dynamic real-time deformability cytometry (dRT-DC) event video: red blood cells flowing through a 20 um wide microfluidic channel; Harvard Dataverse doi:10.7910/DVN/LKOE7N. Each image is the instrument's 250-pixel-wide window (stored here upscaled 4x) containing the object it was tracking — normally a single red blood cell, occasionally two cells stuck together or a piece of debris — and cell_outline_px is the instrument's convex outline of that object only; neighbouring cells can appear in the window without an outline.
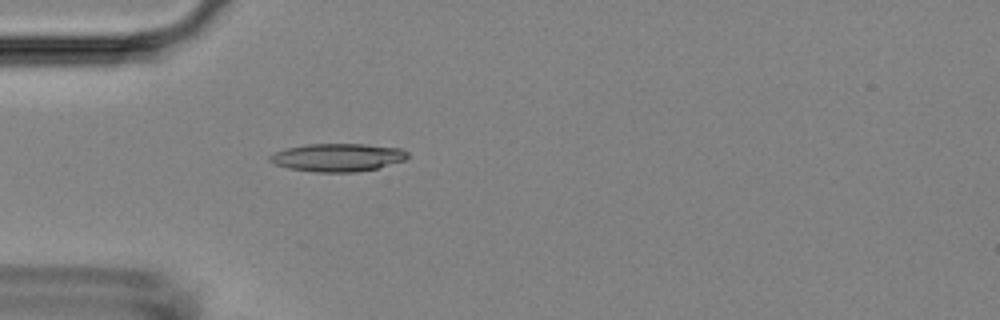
{"species": "Egyptian fruit bat (a non-hibernating species)", "species_latin": "Rousettus aegyptiacus", "temperature_condition": "room temperature", "stored_images_in_passage": 53, "camera_frame_rate_fps": 3000, "um_per_image_px": 0.085, "animal": {"sex": "female"}, "frame": {"image": 1, "passage_image": 16, "time_ms": 5.0, "image_size_px": [1000, 320], "cell_outline_px": [[408, 156], [404, 160], [376, 168], [356, 172], [316, 172], [288, 168], [276, 164], [268, 160], [268, 156], [284, 148], [308, 144], [364, 144], [400, 148], [408, 152]], "centroid_in_image_um": [28.67, 13.38], "position_along_channel_um": 56.3, "area_um2": 22.37}}
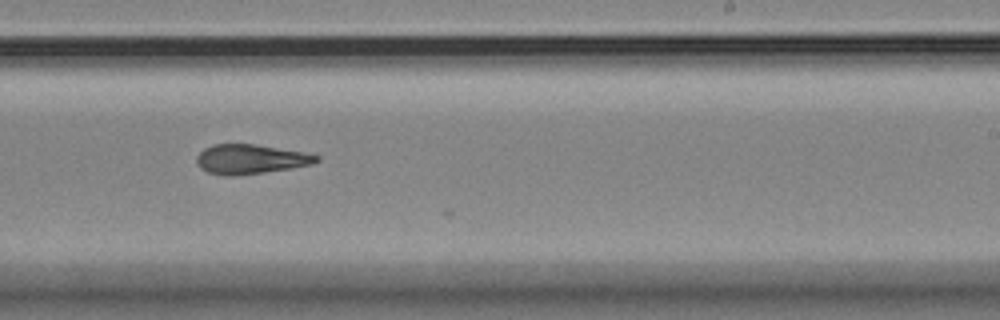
{"frame": {"image": 2, "passage_image": 33, "time_ms": 10.667, "image_size_px": [1000, 320], "cell_outline_px": [[320, 160], [312, 164], [292, 168], [264, 172], [232, 176], [224, 176], [208, 172], [200, 168], [196, 164], [196, 156], [204, 148], [212, 144], [252, 144], [304, 152], [320, 156]], "centroid_in_image_um": [21.26, 13.53], "position_along_channel_um": 267.7, "area_um2": 20.63}}
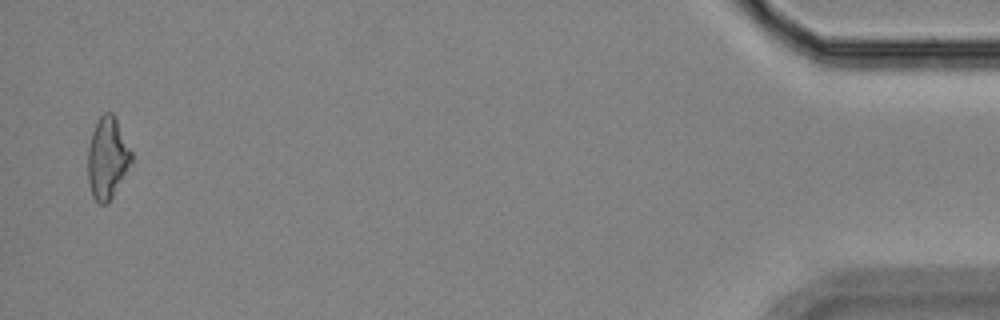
{"frame": {"image": 3, "passage_image": 52, "time_ms": 17.0, "image_size_px": [1000, 320], "cell_outline_px": [[132, 164], [108, 204], [100, 204], [92, 196], [88, 180], [88, 148], [92, 132], [96, 120], [104, 112], [112, 112], [132, 152]], "centroid_in_image_um": [9.13, 13.45], "position_along_channel_um": 426.1, "area_um2": 20.75}, "authors_computed_cell_mechanics": {"area_um2": 21.0392, "velocity_mm_per_s": 3.8217, "shape_relaxation_time_tau1_ms": null, "shape_relaxation_time_tau2_ms": 8.7626, "deformation_change_tau1": null, "deformation_change_tau2": 0.2081}}